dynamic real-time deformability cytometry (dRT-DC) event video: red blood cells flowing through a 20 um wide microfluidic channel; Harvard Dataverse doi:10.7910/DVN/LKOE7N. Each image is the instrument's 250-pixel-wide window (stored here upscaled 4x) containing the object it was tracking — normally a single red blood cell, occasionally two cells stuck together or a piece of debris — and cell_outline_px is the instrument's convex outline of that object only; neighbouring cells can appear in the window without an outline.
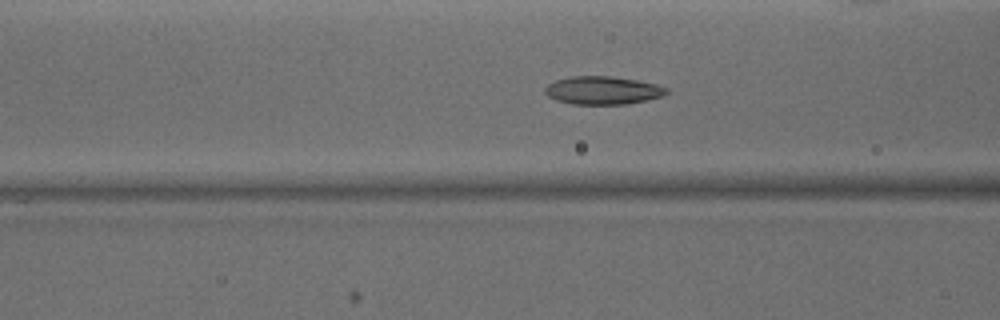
{"species": "common noctule bat (a hibernating species)", "species_latin": "Nyctalus noctula", "temperature_condition": "warm", "stored_images_in_passage": 49, "camera_frame_rate_fps": 3000, "um_per_image_px": 0.085, "animal": {"sex": "male", "body_mass_g": 15.6}, "frame": {"image": 1, "passage_image": 19, "time_ms": 6.0, "image_size_px": [1000, 320], "cell_outline_px": [[668, 92], [660, 96], [644, 100], [624, 104], [572, 104], [556, 100], [548, 96], [544, 92], [544, 88], [548, 84], [556, 80], [572, 76], [612, 76], [636, 80], [656, 84], [668, 88]], "centroid_in_image_um": [51.19, 7.67], "position_along_channel_um": 115.4, "area_um2": 19.71}}
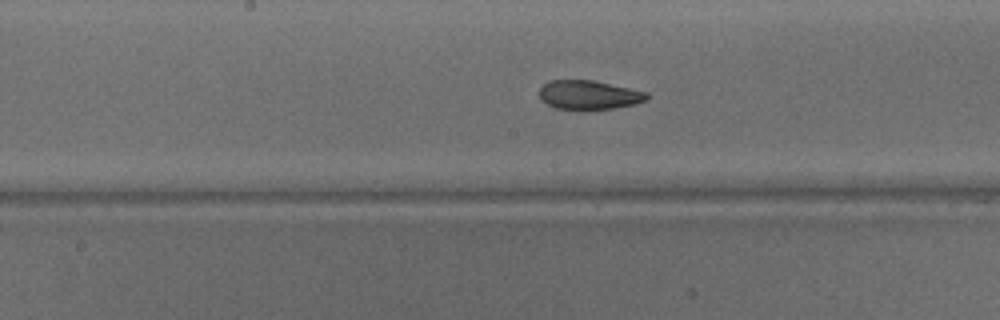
{"frame": {"image": 2, "passage_image": 25, "time_ms": 8.0, "image_size_px": [1000, 320], "cell_outline_px": [[648, 100], [636, 104], [612, 108], [584, 112], [580, 112], [556, 108], [540, 100], [540, 88], [544, 84], [552, 80], [592, 80], [648, 92]], "centroid_in_image_um": [50.06, 8.11], "position_along_channel_um": 198.1, "area_um2": 18.67}}
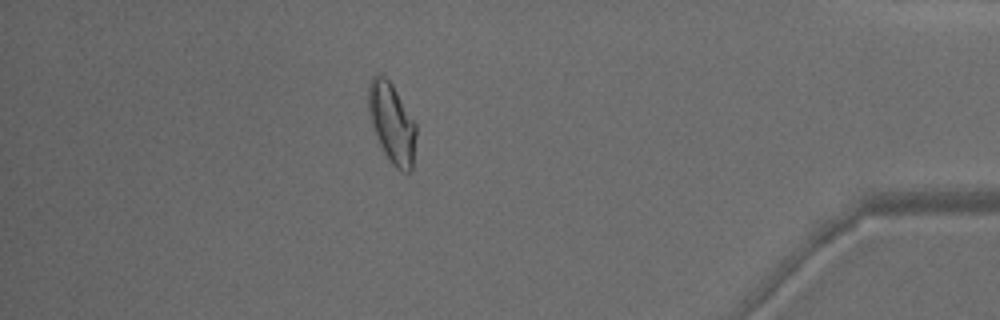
{"frame": {"image": 3, "passage_image": 43, "time_ms": 14.0, "image_size_px": [1000, 320], "cell_outline_px": [[416, 136], [412, 172], [404, 172], [396, 168], [392, 164], [384, 152], [372, 128], [368, 116], [368, 84], [372, 76], [376, 72], [380, 72], [392, 84], [416, 124]], "centroid_in_image_um": [33.29, 10.44], "position_along_channel_um": 401.9, "area_um2": 22.48}, "authors_computed_cell_mechanics": {"area_um2": 20.4034, "velocity_mm_per_s": 4.1232, "shape_relaxation_time_tau1_ms": 5.732, "shape_relaxation_time_tau2_ms": 2.2284, "deformation_change_tau1": 0.1754, "deformation_change_tau2": 0.0691}}